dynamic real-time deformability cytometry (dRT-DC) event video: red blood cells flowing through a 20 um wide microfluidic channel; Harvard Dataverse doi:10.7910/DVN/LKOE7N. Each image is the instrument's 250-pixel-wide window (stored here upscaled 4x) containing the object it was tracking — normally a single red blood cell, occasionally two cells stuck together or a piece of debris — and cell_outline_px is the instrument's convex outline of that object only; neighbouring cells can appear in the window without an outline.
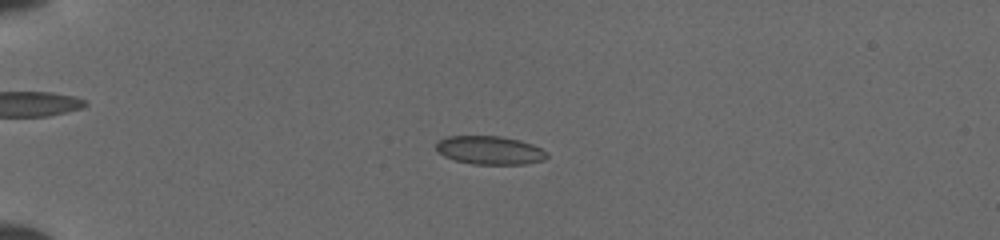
{"species": "common noctule bat (a hibernating species)", "species_latin": "Nyctalus noctula", "temperature_condition": "cold", "stored_images_in_passage": 20, "camera_frame_rate_fps": 3000, "um_per_image_px": 0.085, "animal": {"sex": "female", "body_mass_g": 19.5, "forearm_length_mm": 54.1}, "frame": {"image": 1, "passage_image": 11, "time_ms": 3.667, "image_size_px": [1000, 240], "cell_outline_px": [[548, 156], [544, 160], [524, 164], [472, 164], [456, 160], [444, 156], [436, 152], [436, 144], [440, 140], [448, 136], [500, 136], [520, 140], [532, 144], [548, 152]], "centroid_in_image_um": [41.64, 12.77], "position_along_channel_um": 43.4, "area_um2": 18.38}}
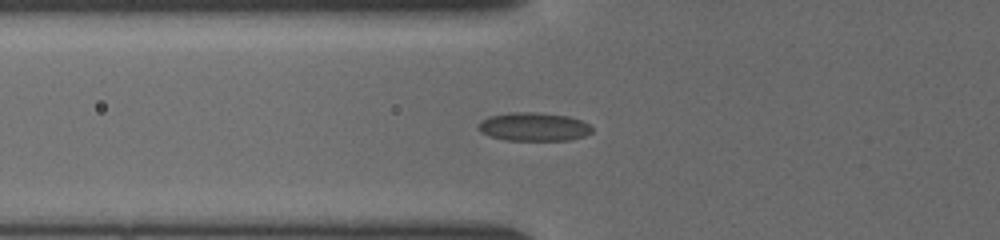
{"frame": {"image": 2, "passage_image": 16, "time_ms": 5.667, "image_size_px": [1000, 240], "cell_outline_px": [[592, 132], [584, 136], [568, 140], [504, 140], [488, 136], [480, 132], [476, 128], [476, 124], [480, 120], [488, 116], [508, 112], [536, 112], [568, 116], [580, 120], [588, 124], [592, 128]], "centroid_in_image_um": [45.28, 10.77], "position_along_channel_um": 80.5, "area_um2": 19.13}}
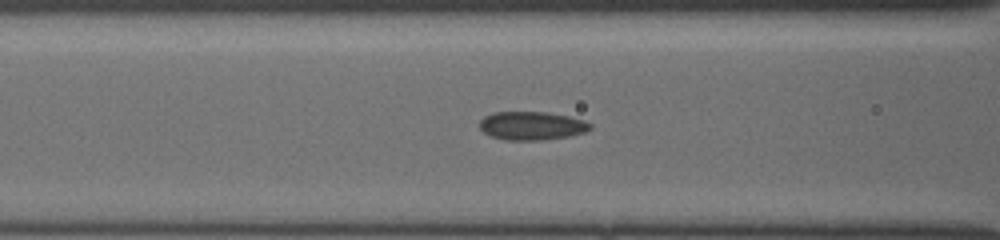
{"frame": {"image": 3, "passage_image": 19, "time_ms": 6.667, "image_size_px": [1000, 240], "cell_outline_px": [[592, 128], [584, 132], [568, 136], [540, 140], [504, 140], [492, 136], [484, 132], [480, 128], [480, 120], [484, 116], [492, 112], [548, 112], [568, 116], [584, 120], [592, 124]], "centroid_in_image_um": [45.19, 10.68], "position_along_channel_um": 121.4, "area_um2": 18.32}}